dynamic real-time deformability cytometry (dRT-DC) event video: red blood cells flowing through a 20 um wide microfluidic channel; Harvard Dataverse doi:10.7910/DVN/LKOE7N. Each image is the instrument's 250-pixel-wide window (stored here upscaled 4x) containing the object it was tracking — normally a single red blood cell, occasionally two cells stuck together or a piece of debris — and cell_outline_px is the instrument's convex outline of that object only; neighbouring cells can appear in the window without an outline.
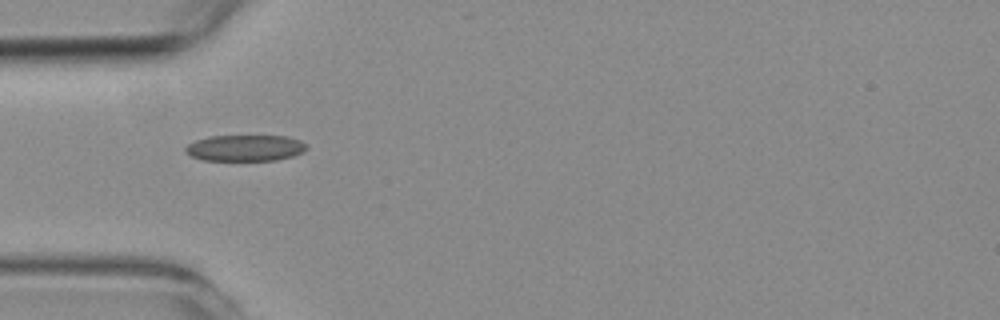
{"species": "common noctule bat (a hibernating species)", "species_latin": "Nyctalus noctula", "temperature_condition": "room temperature", "stored_images_in_passage": 32, "camera_frame_rate_fps": 3000, "um_per_image_px": 0.085, "animal": {"sex": "female", "body_mass_g": 19.3, "forearm_length_mm": 54.1}, "frame": {"image": 1, "passage_image": 1, "time_ms": 0.0, "image_size_px": [1000, 320], "cell_outline_px": [[308, 148], [304, 152], [292, 156], [276, 160], [204, 160], [192, 156], [184, 152], [184, 148], [188, 144], [196, 140], [208, 136], [284, 136], [300, 140]], "centroid_in_image_um": [20.82, 12.58], "position_along_channel_um": 64.2, "area_um2": 18.44}}
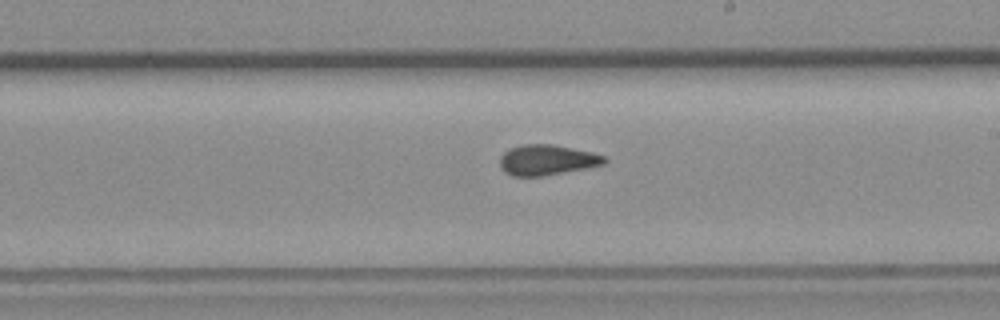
{"frame": {"image": 2, "passage_image": 15, "time_ms": 4.667, "image_size_px": [1000, 320], "cell_outline_px": [[608, 160], [604, 164], [544, 176], [512, 176], [504, 172], [500, 168], [500, 156], [508, 148], [524, 144], [552, 144], [592, 152], [604, 156]], "centroid_in_image_um": [46.45, 13.59], "position_along_channel_um": 242.6, "area_um2": 18.55}}
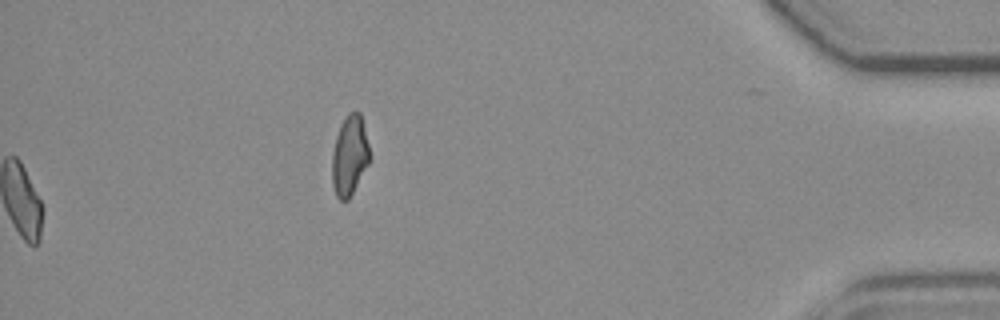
{"frame": {"image": 3, "passage_image": 32, "time_ms": 10.333, "image_size_px": [1000, 320], "cell_outline_px": [[372, 156], [368, 164], [348, 200], [340, 200], [336, 196], [332, 184], [332, 152], [336, 136], [340, 124], [348, 112], [360, 112]], "centroid_in_image_um": [29.72, 13.21], "position_along_channel_um": 405.5, "area_um2": 17.63}, "authors_computed_cell_mechanics": {"area_um2": 18.4093, "velocity_mm_per_s": 3.8331, "shape_relaxation_time_tau1_ms": null, "shape_relaxation_time_tau2_ms": 1.0776, "deformation_change_tau1": null, "deformation_change_tau2": 0.071}}